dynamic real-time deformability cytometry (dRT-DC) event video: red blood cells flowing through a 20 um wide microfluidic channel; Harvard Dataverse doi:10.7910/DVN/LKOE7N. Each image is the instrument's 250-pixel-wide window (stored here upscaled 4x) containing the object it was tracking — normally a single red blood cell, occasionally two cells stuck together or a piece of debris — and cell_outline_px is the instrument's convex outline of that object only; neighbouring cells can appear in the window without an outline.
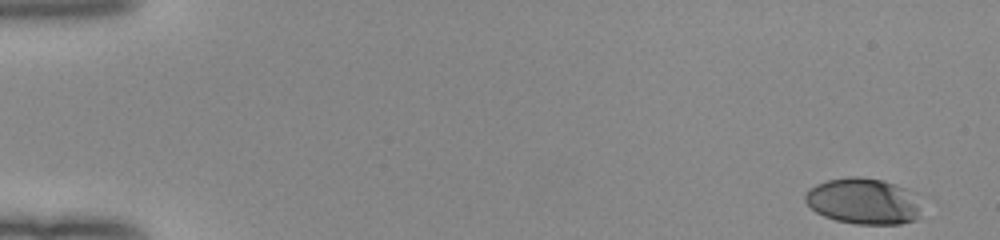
{"species": "human", "species_latin": "Homo sapiens", "temperature_condition": "room temperature", "stored_images_in_passage": 51, "camera_frame_rate_fps": 3000, "um_per_image_px": 0.085, "donor": {"sex": "female"}, "frame": {"image": 1, "passage_image": 1, "time_ms": 0.0, "image_size_px": [1000, 240], "cell_outline_px": [[916, 220], [900, 224], [856, 224], [836, 220], [824, 216], [816, 212], [804, 200], [804, 192], [816, 184], [828, 180], [848, 176], [860, 176], [884, 180], [896, 184], [904, 188], [916, 208]], "centroid_in_image_um": [73.24, 17.09], "position_along_channel_um": 11.8, "area_um2": 30.46}}
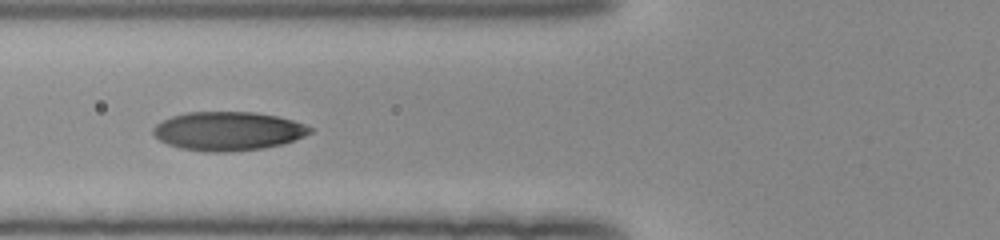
{"frame": {"image": 2, "passage_image": 20, "time_ms": 6.333, "image_size_px": [1000, 240], "cell_outline_px": [[312, 132], [304, 136], [280, 144], [264, 148], [228, 152], [208, 152], [180, 148], [168, 144], [160, 140], [152, 132], [152, 128], [156, 124], [172, 116], [188, 112], [256, 112], [276, 116], [292, 120], [304, 124], [312, 128]], "centroid_in_image_um": [19.37, 11.14], "position_along_channel_um": 106.4, "area_um2": 35.26}}
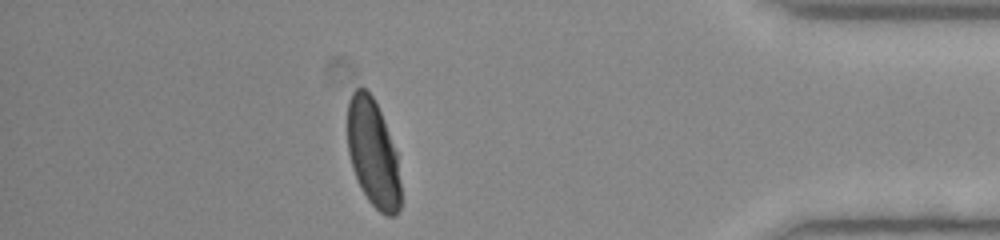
{"frame": {"image": 3, "passage_image": 45, "time_ms": 14.667, "image_size_px": [1000, 240], "cell_outline_px": [[400, 208], [396, 216], [384, 216], [368, 200], [360, 188], [352, 168], [348, 152], [348, 100], [352, 92], [356, 88], [364, 88], [372, 96], [380, 112], [396, 152], [400, 184]], "centroid_in_image_um": [31.69, 13.07], "position_along_channel_um": 403.5, "area_um2": 33.12}, "authors_computed_cell_mechanics": {"area_um2": 34.68, "velocity_mm_per_s": 4.0016, "shape_relaxation_time_tau1_ms": 3.2526, "shape_relaxation_time_tau2_ms": null, "deformation_change_tau1": 0.1864, "deformation_change_tau2": null}}